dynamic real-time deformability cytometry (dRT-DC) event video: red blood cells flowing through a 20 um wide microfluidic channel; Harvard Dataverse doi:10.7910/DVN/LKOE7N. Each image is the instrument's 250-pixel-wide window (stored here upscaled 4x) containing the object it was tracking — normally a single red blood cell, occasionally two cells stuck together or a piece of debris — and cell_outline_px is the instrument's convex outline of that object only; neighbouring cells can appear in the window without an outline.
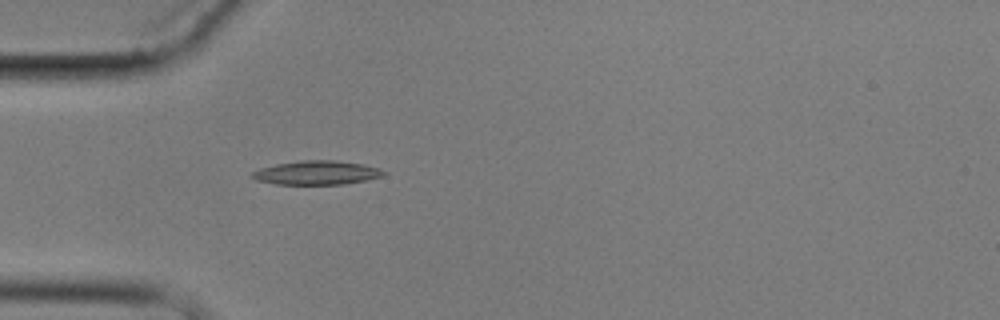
{"species": "common noctule bat (a hibernating species)", "species_latin": "Nyctalus noctula", "temperature_condition": "cold", "stored_images_in_passage": 4, "camera_frame_rate_fps": 3000, "um_per_image_px": 0.085, "animal": {"sex": "male", "body_mass_g": 17.9}, "frame": {"image": 1, "passage_image": 4, "time_ms": 3.333, "image_size_px": [1000, 320], "cell_outline_px": [[388, 172], [384, 176], [368, 180], [344, 184], [276, 184], [256, 180], [248, 176], [252, 172], [260, 168], [276, 164], [300, 160], [336, 160], [364, 164], [380, 168]], "centroid_in_image_um": [26.95, 14.68], "position_along_channel_um": 58.0, "area_um2": 18.61}}